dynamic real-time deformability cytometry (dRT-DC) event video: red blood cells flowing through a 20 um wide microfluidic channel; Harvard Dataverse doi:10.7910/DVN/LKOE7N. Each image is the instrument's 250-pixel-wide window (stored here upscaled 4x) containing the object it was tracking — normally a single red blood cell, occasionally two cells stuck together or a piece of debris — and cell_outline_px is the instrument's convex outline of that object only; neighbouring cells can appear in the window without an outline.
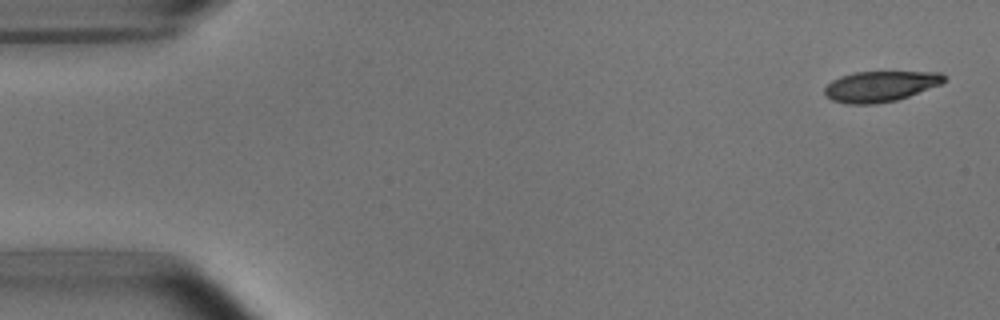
{"species": "common noctule bat (a hibernating species)", "species_latin": "Nyctalus noctula", "temperature_condition": "room temperature", "stored_images_in_passage": 7, "camera_frame_rate_fps": 3000, "um_per_image_px": 0.085, "animal": {"sex": "male", "body_mass_g": 15.6}, "frame": {"image": 1, "passage_image": 1, "time_ms": 0.0, "image_size_px": [1000, 320], "cell_outline_px": [[948, 80], [940, 84], [908, 96], [896, 100], [876, 104], [848, 104], [832, 100], [824, 96], [824, 88], [832, 80], [840, 76], [856, 72], [940, 72], [948, 76]], "centroid_in_image_um": [74.83, 7.33], "position_along_channel_um": 10.2, "area_um2": 21.39}}
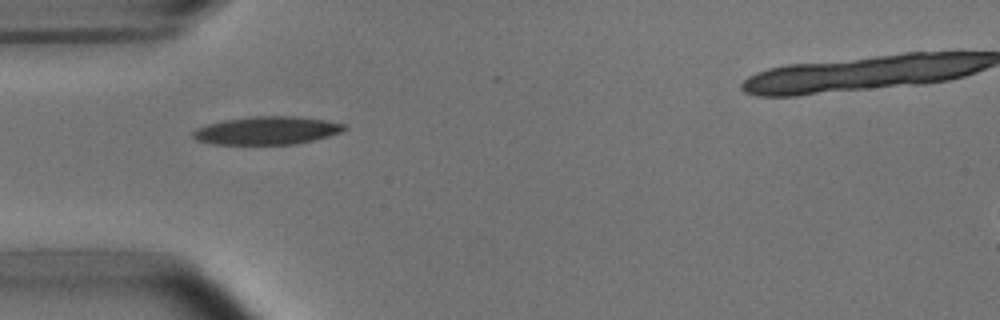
{"frame": {"image": 2, "passage_image": 5, "time_ms": 4.667, "image_size_px": [1000, 320], "cell_outline_px": [[348, 128], [340, 132], [328, 136], [312, 140], [292, 144], [216, 144], [196, 140], [192, 136], [192, 132], [196, 128], [208, 124], [224, 120], [256, 116], [296, 116], [324, 120], [348, 124]], "centroid_in_image_um": [22.7, 11.09], "position_along_channel_um": 62.3, "area_um2": 24.57}}
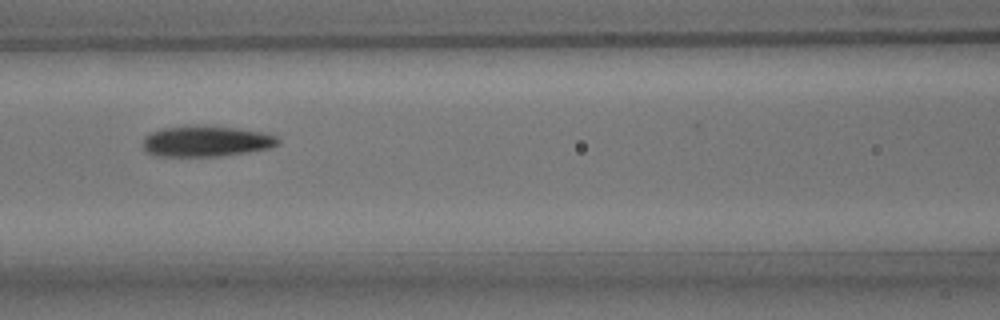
{"frame": {"image": 3, "passage_image": 7, "time_ms": 7.0, "image_size_px": [1000, 320], "cell_outline_px": [[280, 144], [268, 148], [248, 152], [220, 156], [156, 156], [148, 152], [144, 148], [144, 136], [160, 128], [236, 128], [260, 132], [276, 136], [280, 140]], "centroid_in_image_um": [17.54, 12.05], "position_along_channel_um": 149.1, "area_um2": 23.29}}